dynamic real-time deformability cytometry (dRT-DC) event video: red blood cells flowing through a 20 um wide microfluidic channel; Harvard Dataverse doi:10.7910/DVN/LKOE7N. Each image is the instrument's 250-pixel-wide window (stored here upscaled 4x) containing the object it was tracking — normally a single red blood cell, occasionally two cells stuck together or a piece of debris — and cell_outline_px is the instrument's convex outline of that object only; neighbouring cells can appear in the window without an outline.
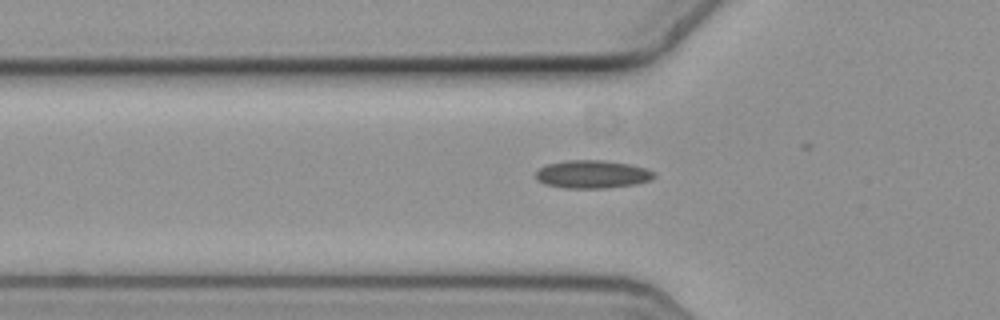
{"species": "common noctule bat (a hibernating species)", "species_latin": "Nyctalus noctula", "temperature_condition": "cold", "stored_images_in_passage": 35, "camera_frame_rate_fps": 3000, "um_per_image_px": 0.085, "animal": {"sex": "female", "body_mass_g": 19.3, "forearm_length_mm": 54.1}, "frame": {"image": 1, "passage_image": 8, "time_ms": 2.333, "image_size_px": [1000, 320], "cell_outline_px": [[656, 176], [652, 180], [636, 184], [604, 188], [564, 188], [544, 184], [536, 176], [536, 172], [540, 168], [548, 164], [564, 160], [604, 160], [628, 164], [644, 168], [652, 172]], "centroid_in_image_um": [50.35, 14.81], "position_along_channel_um": 75.5, "area_um2": 19.19}}
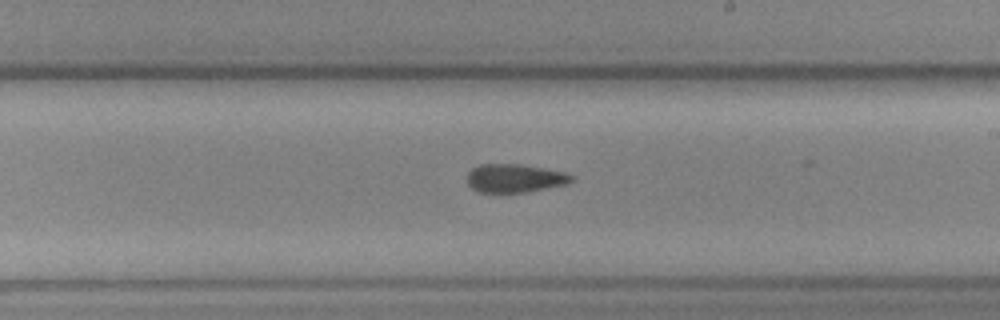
{"frame": {"image": 2, "passage_image": 22, "time_ms": 7.0, "image_size_px": [1000, 320], "cell_outline_px": [[576, 176], [568, 184], [524, 192], [480, 192], [472, 188], [468, 184], [468, 172], [472, 168], [480, 164], [520, 164], [544, 168], [564, 172]], "centroid_in_image_um": [43.77, 15.14], "position_along_channel_um": 245.2, "area_um2": 17.22}}
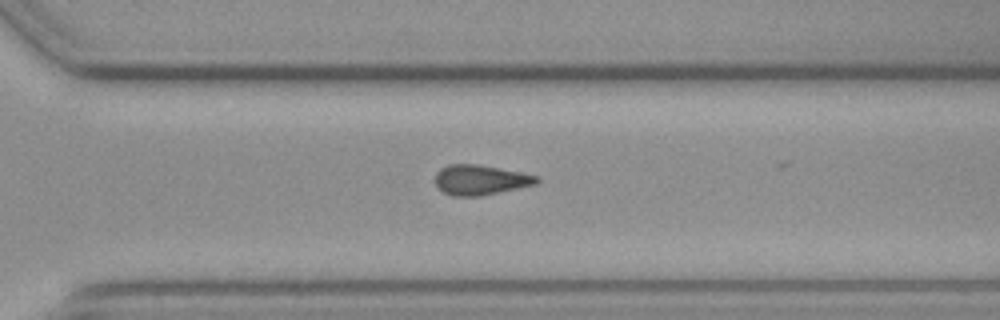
{"frame": {"image": 3, "passage_image": 29, "time_ms": 9.333, "image_size_px": [1000, 320], "cell_outline_px": [[540, 180], [536, 184], [480, 196], [452, 196], [444, 192], [436, 184], [436, 172], [440, 168], [448, 164], [476, 164], [520, 172], [540, 176]], "centroid_in_image_um": [40.83, 15.28], "position_along_channel_um": 329.8, "area_um2": 17.63}}